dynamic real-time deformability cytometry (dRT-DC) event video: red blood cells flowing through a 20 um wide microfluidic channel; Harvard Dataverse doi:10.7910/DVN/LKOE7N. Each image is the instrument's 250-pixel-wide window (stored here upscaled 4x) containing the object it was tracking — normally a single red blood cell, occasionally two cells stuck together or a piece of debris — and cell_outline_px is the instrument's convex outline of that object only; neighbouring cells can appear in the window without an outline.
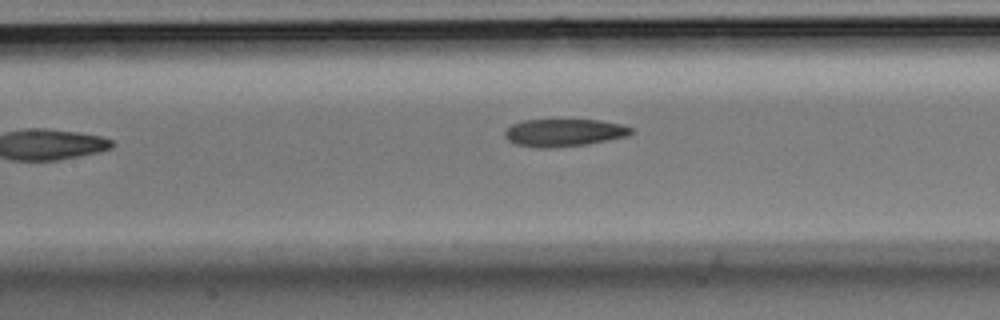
{"species": "Egyptian fruit bat (a non-hibernating species)", "species_latin": "Rousettus aegyptiacus", "temperature_condition": "room temperature", "stored_images_in_passage": 7, "camera_frame_rate_fps": 3000, "um_per_image_px": 0.085, "animal": {"sex": "male"}, "frame": {"image": 1, "passage_image": 6, "time_ms": 1.667, "image_size_px": [1000, 320], "cell_outline_px": [[636, 132], [628, 136], [588, 144], [552, 148], [536, 148], [516, 144], [508, 140], [504, 136], [504, 132], [512, 124], [520, 120], [600, 120], [620, 124], [632, 128]], "centroid_in_image_um": [47.94, 11.28], "position_along_channel_um": 159.5, "area_um2": 20.46}}